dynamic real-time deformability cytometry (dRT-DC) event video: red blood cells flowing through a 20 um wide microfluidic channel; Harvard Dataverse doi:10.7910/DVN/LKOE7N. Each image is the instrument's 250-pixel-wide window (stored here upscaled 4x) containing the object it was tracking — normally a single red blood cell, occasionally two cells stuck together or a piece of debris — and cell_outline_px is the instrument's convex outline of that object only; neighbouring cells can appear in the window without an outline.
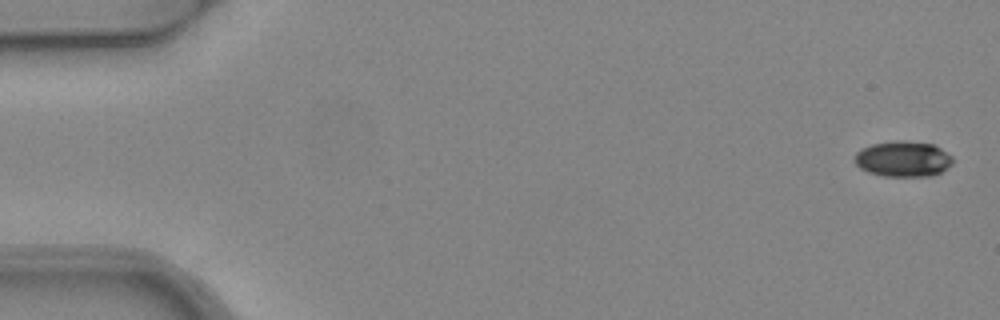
{"species": "common noctule bat (a hibernating species)", "species_latin": "Nyctalus noctula", "temperature_condition": "warm", "stored_images_in_passage": 5, "camera_frame_rate_fps": 3000, "um_per_image_px": 0.085, "animal": {"sex": "female", "body_mass_g": 24.6, "forearm_length_mm": 56.2}, "frame": {"image": 1, "passage_image": 1, "time_ms": 0.0, "image_size_px": [1000, 320], "cell_outline_px": [[952, 164], [940, 172], [932, 176], [884, 176], [868, 172], [860, 168], [856, 164], [856, 152], [860, 148], [872, 144], [896, 140], [904, 140], [936, 144], [952, 156]], "centroid_in_image_um": [76.78, 13.49], "position_along_channel_um": 8.2, "area_um2": 20.52}}
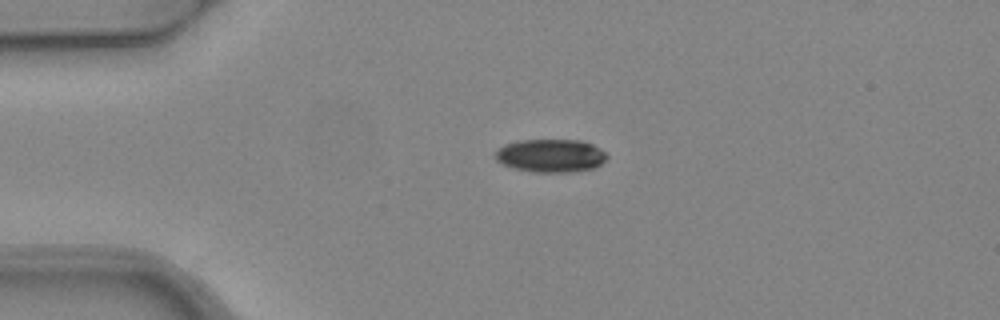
{"frame": {"image": 2, "passage_image": 4, "time_ms": 1.0, "image_size_px": [1000, 320], "cell_outline_px": [[608, 156], [596, 168], [576, 172], [532, 172], [512, 168], [500, 164], [496, 160], [496, 152], [504, 144], [520, 140], [580, 140], [592, 144], [600, 148]], "centroid_in_image_um": [46.8, 13.24], "position_along_channel_um": 38.2, "area_um2": 21.73}}